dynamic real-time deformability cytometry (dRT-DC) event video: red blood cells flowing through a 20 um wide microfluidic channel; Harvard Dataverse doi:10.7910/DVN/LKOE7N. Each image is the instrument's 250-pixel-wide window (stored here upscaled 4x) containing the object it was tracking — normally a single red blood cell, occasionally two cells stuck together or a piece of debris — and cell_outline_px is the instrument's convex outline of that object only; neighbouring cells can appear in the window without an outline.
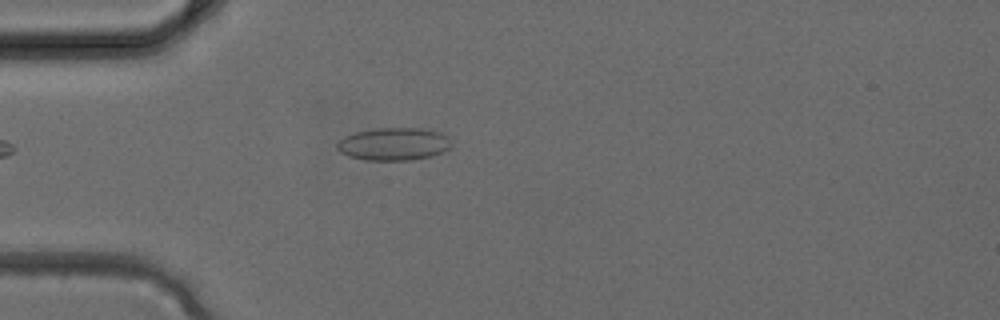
{"species": "common noctule bat (a hibernating species)", "species_latin": "Nyctalus noctula", "temperature_condition": "cold", "stored_images_in_passage": 4, "camera_frame_rate_fps": 3000, "um_per_image_px": 0.085, "animal": {"sex": "female", "body_mass_g": 24.6, "forearm_length_mm": 56.2}, "frame": {"image": 1, "passage_image": 4, "time_ms": 1.0, "image_size_px": [1000, 320], "cell_outline_px": [[452, 148], [444, 152], [432, 156], [412, 160], [364, 160], [348, 156], [340, 152], [336, 148], [336, 144], [344, 136], [356, 132], [376, 128], [424, 128], [440, 132], [448, 136], [452, 144]], "centroid_in_image_um": [33.5, 12.24], "position_along_channel_um": 51.5, "area_um2": 22.14}}